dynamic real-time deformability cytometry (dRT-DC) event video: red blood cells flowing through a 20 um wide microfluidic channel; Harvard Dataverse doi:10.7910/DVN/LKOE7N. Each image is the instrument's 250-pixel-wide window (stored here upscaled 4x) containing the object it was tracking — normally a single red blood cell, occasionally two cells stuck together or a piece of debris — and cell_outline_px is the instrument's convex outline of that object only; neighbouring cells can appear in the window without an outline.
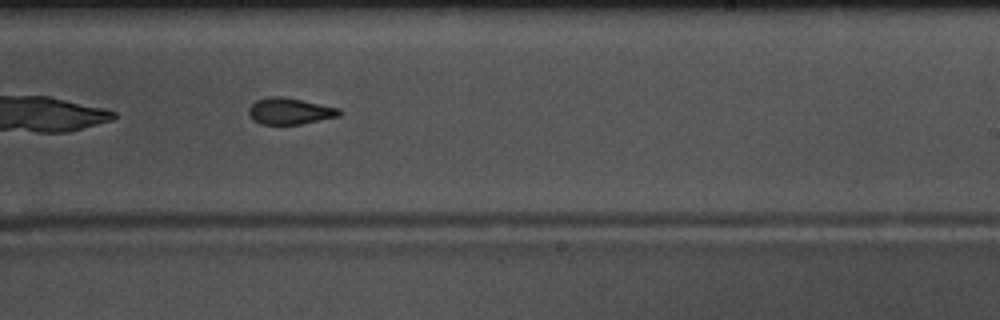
{"species": "common noctule bat (a hibernating species)", "species_latin": "Nyctalus noctula", "temperature_condition": "warm", "stored_images_in_passage": 40, "camera_frame_rate_fps": 3000, "um_per_image_px": 0.085, "animal": {"sex": "male", "body_mass_g": 17.5, "forearm_length_mm": 52.3}, "frame": {"image": 1, "passage_image": 18, "time_ms": 5.667, "image_size_px": [1000, 320], "cell_outline_px": [[344, 112], [340, 116], [300, 124], [260, 124], [252, 120], [248, 112], [248, 108], [256, 100], [272, 96], [284, 96], [340, 108]], "centroid_in_image_um": [24.65, 9.44], "position_along_channel_um": 264.4, "area_um2": 14.1}}
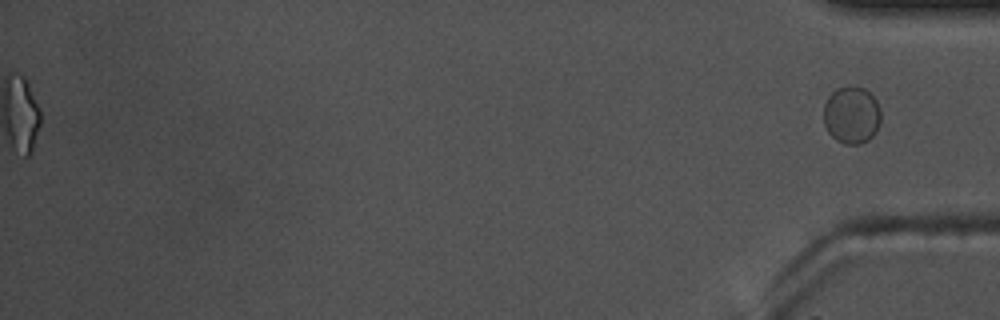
{"frame": {"image": 2, "passage_image": 40, "time_ms": 13.0, "image_size_px": [1000, 320], "cell_outline_px": [[880, 124], [876, 132], [868, 140], [860, 144], [844, 144], [836, 140], [828, 132], [824, 124], [824, 104], [828, 96], [836, 88], [864, 88], [876, 100], [880, 108]], "centroid_in_image_um": [72.38, 9.81], "position_along_channel_um": 362.8, "area_um2": 19.02}}